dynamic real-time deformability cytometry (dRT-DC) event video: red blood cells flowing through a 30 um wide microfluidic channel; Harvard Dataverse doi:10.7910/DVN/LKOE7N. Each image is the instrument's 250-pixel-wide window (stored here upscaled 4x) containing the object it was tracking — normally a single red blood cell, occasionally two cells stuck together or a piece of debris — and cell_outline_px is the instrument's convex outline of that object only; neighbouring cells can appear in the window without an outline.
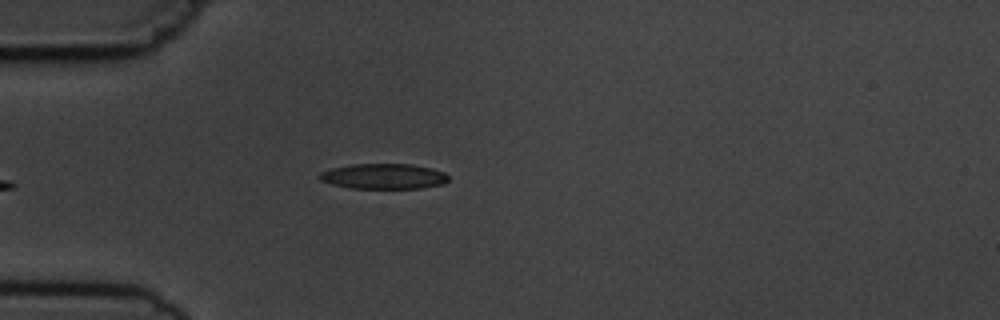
{"species": "common noctule bat (a hibernating species)", "species_latin": "Nyctalus noctula", "temperature_condition": "cold", "stored_images_in_passage": 6, "camera_frame_rate_fps": 3000, "um_per_image_px": 0.085, "animal": {"sex": "male", "body_mass_g": 19.5, "forearm_length_mm": 54.6}, "frame": {"image": 1, "passage_image": 6, "time_ms": 6.0, "image_size_px": [1000, 320], "cell_outline_px": [[448, 180], [444, 184], [420, 188], [352, 188], [332, 184], [320, 180], [316, 176], [320, 172], [332, 168], [352, 164], [412, 164], [432, 168], [444, 172], [448, 176]], "centroid_in_image_um": [32.61, 14.98], "position_along_channel_um": 52.4, "area_um2": 19.07}}